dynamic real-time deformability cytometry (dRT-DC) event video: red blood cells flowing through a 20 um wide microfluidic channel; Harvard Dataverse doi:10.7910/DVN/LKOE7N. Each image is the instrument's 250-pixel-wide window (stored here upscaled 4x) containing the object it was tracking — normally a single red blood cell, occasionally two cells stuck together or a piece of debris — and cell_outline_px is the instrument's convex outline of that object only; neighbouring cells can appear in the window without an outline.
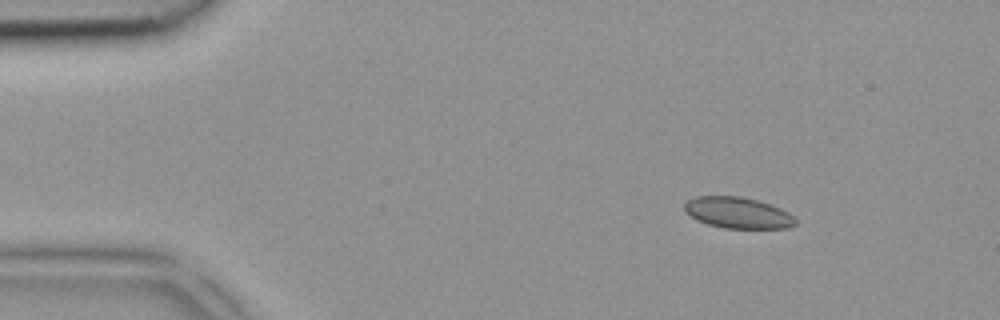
{"species": "common noctule bat (a hibernating species)", "species_latin": "Nyctalus noctula", "temperature_condition": "room temperature", "stored_images_in_passage": 5, "camera_frame_rate_fps": 3000, "um_per_image_px": 0.085, "animal": {"sex": "female", "body_mass_g": 18.4}, "frame": {"image": 1, "passage_image": 2, "time_ms": 0.333, "image_size_px": [1000, 320], "cell_outline_px": [[796, 224], [788, 228], [724, 228], [708, 224], [696, 220], [684, 212], [684, 204], [688, 200], [696, 196], [740, 196], [756, 200], [780, 208], [788, 212], [796, 220]], "centroid_in_image_um": [62.68, 18.09], "position_along_channel_um": 22.3, "area_um2": 20.11}}